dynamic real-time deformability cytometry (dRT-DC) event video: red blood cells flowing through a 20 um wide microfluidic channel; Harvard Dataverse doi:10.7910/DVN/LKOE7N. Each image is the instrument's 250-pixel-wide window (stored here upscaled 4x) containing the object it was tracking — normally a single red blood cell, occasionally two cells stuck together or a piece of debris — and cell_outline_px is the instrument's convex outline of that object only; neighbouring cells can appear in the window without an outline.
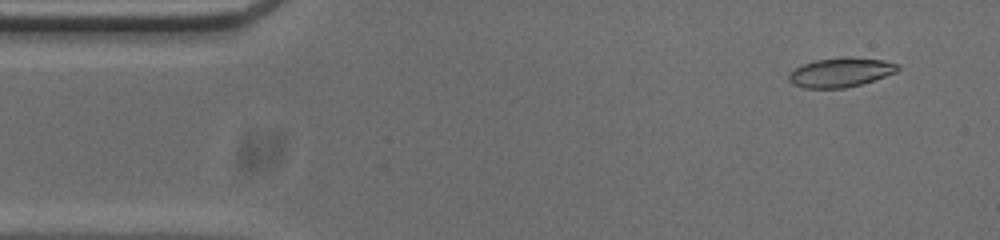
{"species": "common noctule bat (a hibernating species)", "species_latin": "Nyctalus noctula", "temperature_condition": "cold", "stored_images_in_passage": 53, "camera_frame_rate_fps": 3000, "um_per_image_px": 0.085, "animal": {"sex": "male", "body_mass_g": 20.0, "forearm_length_mm": 53.3}, "frame": {"image": 1, "passage_image": 4, "time_ms": 1.0, "image_size_px": [1000, 240], "cell_outline_px": [[900, 68], [896, 72], [860, 84], [844, 88], [804, 88], [792, 84], [788, 80], [788, 76], [796, 68], [804, 64], [816, 60], [848, 56], [884, 60], [900, 64]], "centroid_in_image_um": [71.47, 6.14], "position_along_channel_um": 13.5, "area_um2": 18.5}}
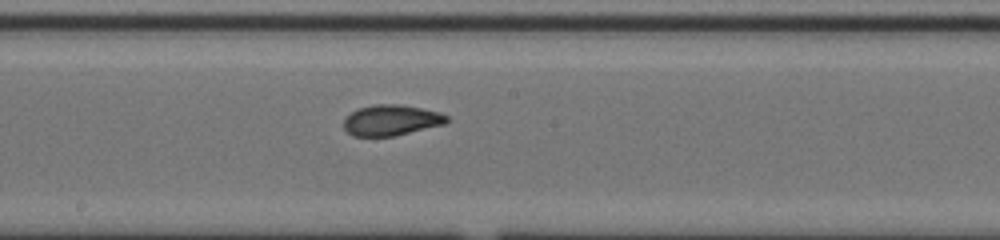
{"frame": {"image": 2, "passage_image": 27, "time_ms": 8.667, "image_size_px": [1000, 240], "cell_outline_px": [[448, 120], [444, 124], [392, 136], [352, 136], [344, 128], [344, 116], [360, 108], [376, 104], [400, 104], [440, 112], [448, 116]], "centroid_in_image_um": [33.23, 10.21], "position_along_channel_um": 215.0, "area_um2": 18.26}}
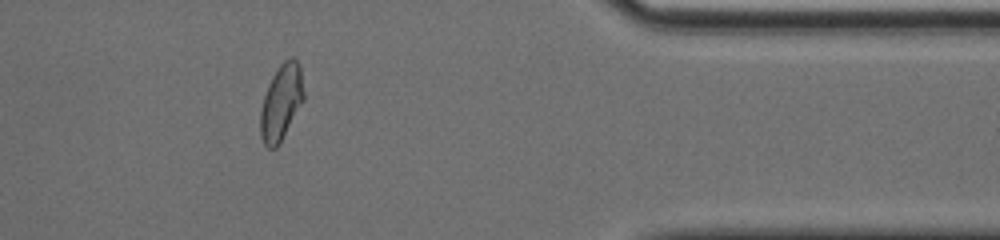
{"frame": {"image": 3, "passage_image": 43, "time_ms": 14.0, "image_size_px": [1000, 240], "cell_outline_px": [[304, 100], [276, 148], [268, 148], [264, 144], [260, 136], [260, 112], [264, 96], [268, 84], [272, 76], [280, 64], [288, 56], [292, 56], [296, 60], [300, 68], [304, 92]], "centroid_in_image_um": [23.89, 8.67], "position_along_channel_um": 387.5, "area_um2": 19.02}, "authors_computed_cell_mechanics": {"area_um2": 18.6694, "velocity_mm_per_s": 3.7848, "shape_relaxation_time_tau1_ms": 8.8139, "shape_relaxation_time_tau2_ms": 1.5088, "deformation_change_tau1": 0.2404, "deformation_change_tau2": 0.0723}}